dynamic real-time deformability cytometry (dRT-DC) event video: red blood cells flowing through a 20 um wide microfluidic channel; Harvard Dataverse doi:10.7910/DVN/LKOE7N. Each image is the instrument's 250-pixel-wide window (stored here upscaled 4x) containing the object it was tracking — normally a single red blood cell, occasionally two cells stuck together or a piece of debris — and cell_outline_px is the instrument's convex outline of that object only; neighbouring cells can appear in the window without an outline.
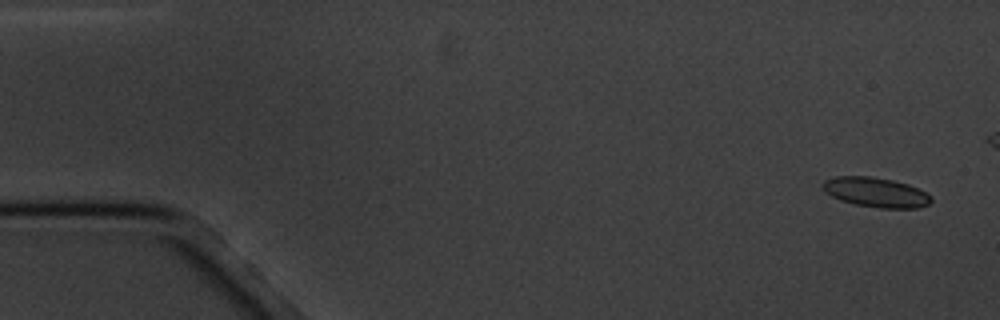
{"species": "common noctule bat (a hibernating species)", "species_latin": "Nyctalus noctula", "temperature_condition": "cold", "stored_images_in_passage": 5, "camera_frame_rate_fps": 3000, "um_per_image_px": 0.085, "animal": {"sex": "male", "body_mass_g": 20.1, "forearm_length_mm": 53.5}, "frame": {"image": 1, "passage_image": 1, "time_ms": 0.0, "image_size_px": [1000, 320], "cell_outline_px": [[932, 200], [928, 204], [916, 208], [880, 208], [856, 204], [840, 200], [824, 192], [820, 184], [824, 180], [836, 176], [872, 176], [892, 180], [908, 184], [932, 196]], "centroid_in_image_um": [74.4, 16.33], "position_along_channel_um": 10.6, "area_um2": 18.79}}